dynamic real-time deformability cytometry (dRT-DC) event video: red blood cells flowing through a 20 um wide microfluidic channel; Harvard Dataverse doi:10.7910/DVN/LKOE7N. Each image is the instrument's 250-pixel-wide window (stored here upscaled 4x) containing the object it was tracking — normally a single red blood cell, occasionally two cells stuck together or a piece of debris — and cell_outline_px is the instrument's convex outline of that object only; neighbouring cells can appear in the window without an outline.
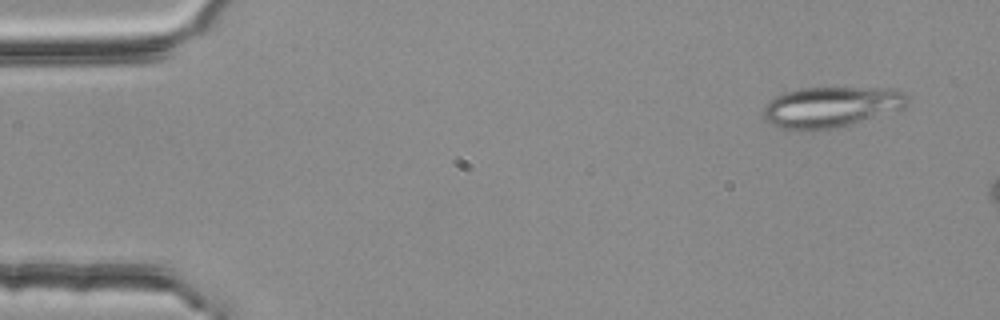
{"species": "common noctule bat (a hibernating species)", "species_latin": "Nyctalus noctula", "temperature_condition": "room temperature", "stored_images_in_passage": 4, "camera_frame_rate_fps": 3000, "um_per_image_px": 0.085, "animal": {"sex": "female", "body_mass_g": 25.1}, "frame": {"image": 1, "passage_image": 1, "time_ms": 0.0, "image_size_px": [1000, 320], "cell_outline_px": [[908, 104], [904, 108], [836, 128], [780, 128], [764, 120], [764, 108], [768, 100], [784, 92], [800, 88], [900, 88], [908, 96]], "centroid_in_image_um": [70.68, 9.05], "position_along_channel_um": 14.3, "area_um2": 33.76}}